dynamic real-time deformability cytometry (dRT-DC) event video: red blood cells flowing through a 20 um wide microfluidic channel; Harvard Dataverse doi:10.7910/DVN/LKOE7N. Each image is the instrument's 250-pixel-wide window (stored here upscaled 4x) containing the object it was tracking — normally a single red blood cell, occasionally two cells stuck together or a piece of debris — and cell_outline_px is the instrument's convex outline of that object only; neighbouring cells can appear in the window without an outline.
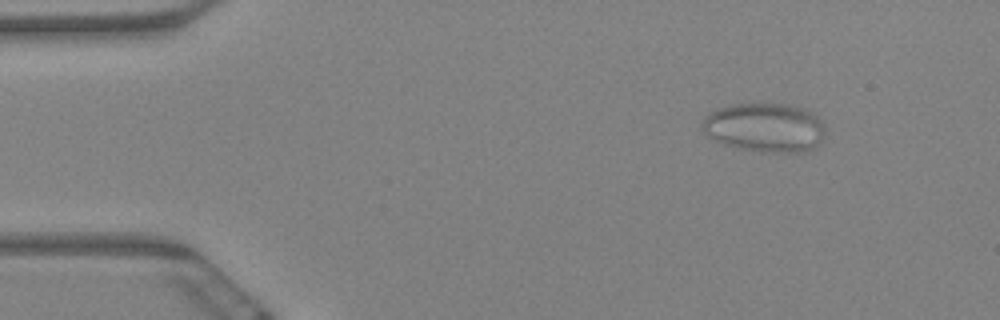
{"species": "Egyptian fruit bat (a non-hibernating species)", "species_latin": "Rousettus aegyptiacus", "temperature_condition": "warm", "stored_images_in_passage": 9, "camera_frame_rate_fps": 3000, "um_per_image_px": 0.085, "animal": {"sex": "female"}, "frame": {"image": 1, "passage_image": 3, "time_ms": 0.667, "image_size_px": [1000, 320], "cell_outline_px": [[824, 136], [820, 144], [808, 152], [764, 152], [740, 148], [724, 144], [708, 136], [700, 128], [700, 120], [708, 112], [732, 104], [792, 104], [804, 108], [812, 112], [820, 120], [824, 128]], "centroid_in_image_um": [65.0, 10.84], "position_along_channel_um": 20.0, "area_um2": 35.55}}
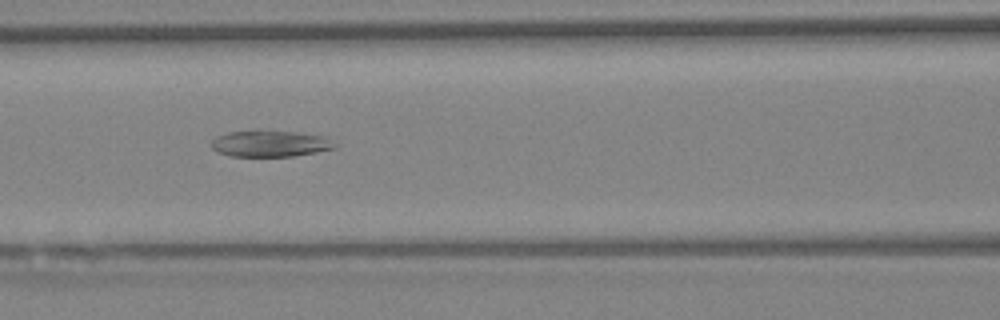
{"frame": {"image": 2, "passage_image": 8, "time_ms": 2.333, "image_size_px": [1000, 320], "cell_outline_px": [[340, 144], [336, 148], [316, 152], [292, 156], [232, 156], [220, 152], [212, 148], [212, 140], [216, 136], [228, 132], [256, 128], [300, 132], [328, 136]], "centroid_in_image_um": [23.05, 12.16], "position_along_channel_um": 143.6, "area_um2": 19.77}}
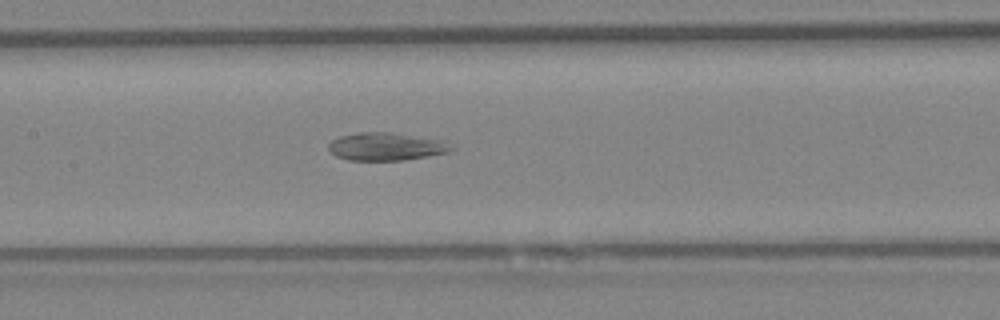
{"frame": {"image": 3, "passage_image": 9, "time_ms": 2.667, "image_size_px": [1000, 320], "cell_outline_px": [[452, 148], [448, 152], [428, 156], [404, 160], [348, 160], [336, 156], [328, 148], [328, 144], [332, 140], [340, 136], [356, 132], [392, 132], [440, 140]], "centroid_in_image_um": [32.74, 12.45], "position_along_channel_um": 174.7, "area_um2": 19.65}}